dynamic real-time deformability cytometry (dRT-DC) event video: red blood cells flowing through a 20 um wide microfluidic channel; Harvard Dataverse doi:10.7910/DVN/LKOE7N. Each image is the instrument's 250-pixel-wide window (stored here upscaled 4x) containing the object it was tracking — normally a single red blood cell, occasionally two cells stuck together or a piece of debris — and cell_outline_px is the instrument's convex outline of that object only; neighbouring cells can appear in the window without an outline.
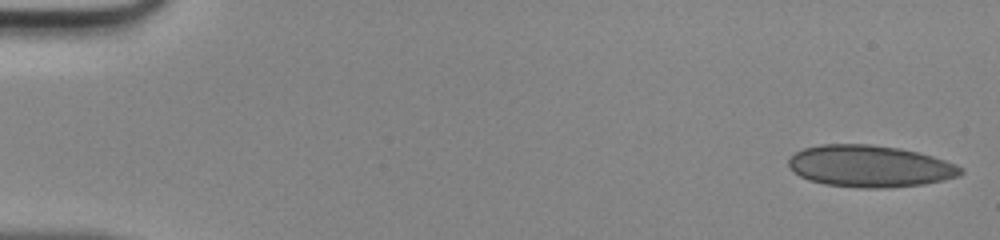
{"species": "human", "species_latin": "Homo sapiens", "temperature_condition": "room temperature", "stored_images_in_passage": 47, "camera_frame_rate_fps": 3000, "um_per_image_px": 0.085, "donor": {"sex": "male"}, "frame": {"image": 1, "passage_image": 1, "time_ms": 0.0, "image_size_px": [1000, 240], "cell_outline_px": [[964, 172], [956, 176], [944, 180], [924, 184], [880, 188], [864, 188], [828, 184], [808, 180], [800, 176], [788, 164], [788, 160], [796, 152], [804, 148], [820, 144], [868, 144], [900, 148], [932, 156], [956, 164], [964, 168]], "centroid_in_image_um": [73.95, 14.12], "position_along_channel_um": 11.0, "area_um2": 41.62}}
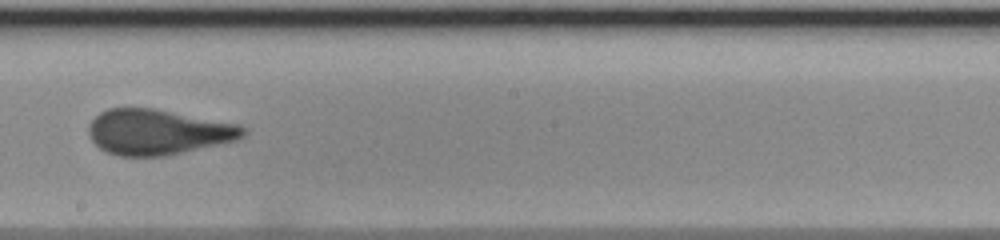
{"frame": {"image": 2, "passage_image": 27, "time_ms": 8.667, "image_size_px": [1000, 240], "cell_outline_px": [[244, 136], [236, 140], [164, 156], [120, 156], [108, 152], [100, 148], [92, 140], [88, 132], [88, 124], [100, 112], [108, 108], [156, 108], [240, 124], [244, 128]], "centroid_in_image_um": [13.41, 11.2], "position_along_channel_um": 234.8, "area_um2": 40.75}}
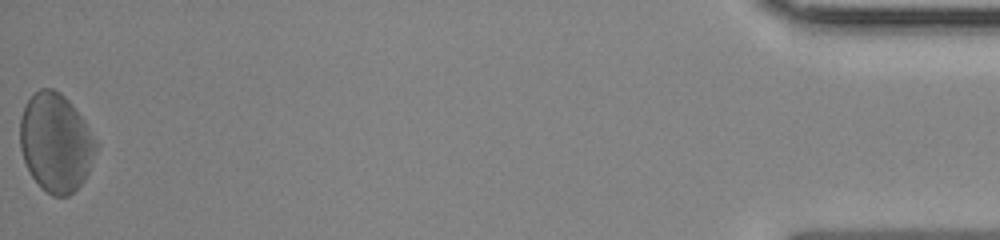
{"frame": {"image": 3, "passage_image": 47, "time_ms": 15.333, "image_size_px": [1000, 240], "cell_outline_px": [[100, 144], [88, 172], [84, 180], [68, 196], [52, 196], [32, 176], [24, 160], [20, 148], [20, 116], [28, 100], [40, 88], [52, 88], [60, 92], [72, 104], [84, 120]], "centroid_in_image_um": [4.76, 12.1], "position_along_channel_um": 430.4, "area_um2": 43.52}}